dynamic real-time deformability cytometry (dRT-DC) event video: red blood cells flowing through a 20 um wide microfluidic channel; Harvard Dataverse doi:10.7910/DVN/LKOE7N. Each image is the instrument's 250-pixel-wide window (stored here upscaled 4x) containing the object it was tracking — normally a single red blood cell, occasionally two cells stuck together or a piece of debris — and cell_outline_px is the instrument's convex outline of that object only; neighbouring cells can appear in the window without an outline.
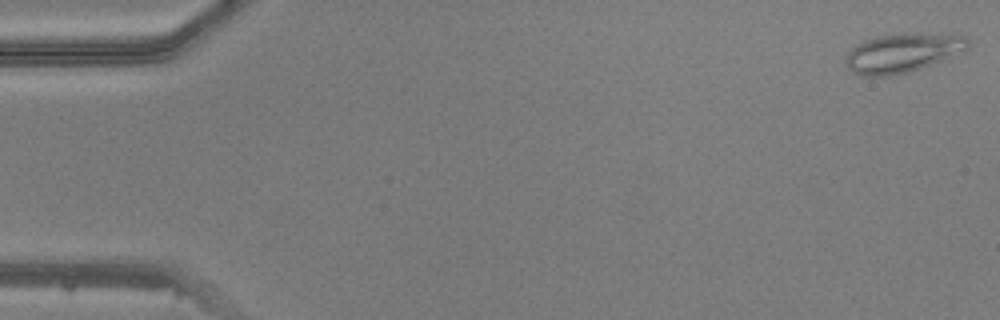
{"species": "common noctule bat (a hibernating species)", "species_latin": "Nyctalus noctula", "temperature_condition": "warm", "stored_images_in_passage": 47, "camera_frame_rate_fps": 3000, "um_per_image_px": 0.085, "animal": {"sex": "male", "body_mass_g": 20.5, "forearm_length_mm": 52.5}, "frame": {"image": 1, "passage_image": 1, "time_ms": 0.0, "image_size_px": [1000, 320], "cell_outline_px": [[968, 48], [964, 52], [920, 68], [908, 72], [888, 76], [860, 76], [852, 72], [848, 68], [844, 60], [848, 52], [856, 44], [864, 40], [876, 36], [904, 32], [964, 36], [968, 40]], "centroid_in_image_um": [76.67, 4.49], "position_along_channel_um": 8.3, "area_um2": 27.98}}
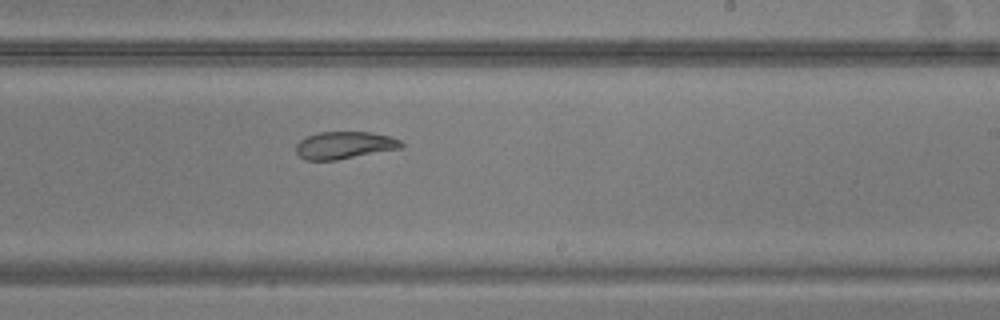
{"frame": {"image": 2, "passage_image": 30, "time_ms": 9.667, "image_size_px": [1000, 320], "cell_outline_px": [[404, 144], [400, 148], [336, 160], [304, 160], [296, 152], [296, 144], [300, 140], [308, 136], [320, 132], [372, 132], [392, 136], [400, 140]], "centroid_in_image_um": [29.28, 12.34], "position_along_channel_um": 259.7, "area_um2": 16.7}}
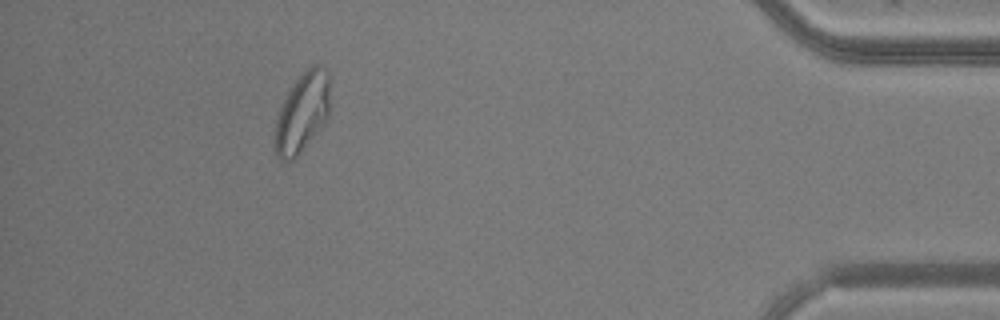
{"frame": {"image": 3, "passage_image": 45, "time_ms": 14.667, "image_size_px": [1000, 320], "cell_outline_px": [[328, 116], [324, 124], [300, 152], [292, 160], [280, 160], [276, 156], [276, 120], [280, 108], [292, 84], [312, 64], [320, 64], [328, 72]], "centroid_in_image_um": [25.7, 9.55], "position_along_channel_um": 409.5, "area_um2": 24.91}}